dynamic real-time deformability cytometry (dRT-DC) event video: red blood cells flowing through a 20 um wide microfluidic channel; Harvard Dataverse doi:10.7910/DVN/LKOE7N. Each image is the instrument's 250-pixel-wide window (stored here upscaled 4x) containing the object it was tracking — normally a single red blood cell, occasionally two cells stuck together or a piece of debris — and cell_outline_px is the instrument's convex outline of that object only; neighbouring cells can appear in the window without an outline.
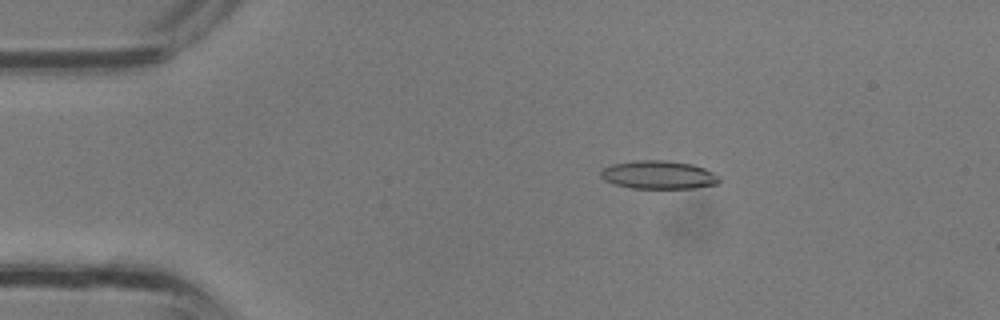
{"species": "common noctule bat (a hibernating species)", "species_latin": "Nyctalus noctula", "temperature_condition": "room temperature", "stored_images_in_passage": 29, "camera_frame_rate_fps": 3000, "um_per_image_px": 0.085, "animal": {"sex": "male", "body_mass_g": 13.3}, "frame": {"image": 1, "passage_image": 1, "time_ms": 0.0, "image_size_px": [1000, 320], "cell_outline_px": [[720, 180], [716, 184], [692, 188], [632, 188], [612, 184], [604, 180], [600, 176], [600, 172], [604, 168], [612, 164], [636, 160], [664, 160], [692, 164], [704, 168], [720, 176]], "centroid_in_image_um": [55.95, 14.86], "position_along_channel_um": 29.0, "area_um2": 19.54}}
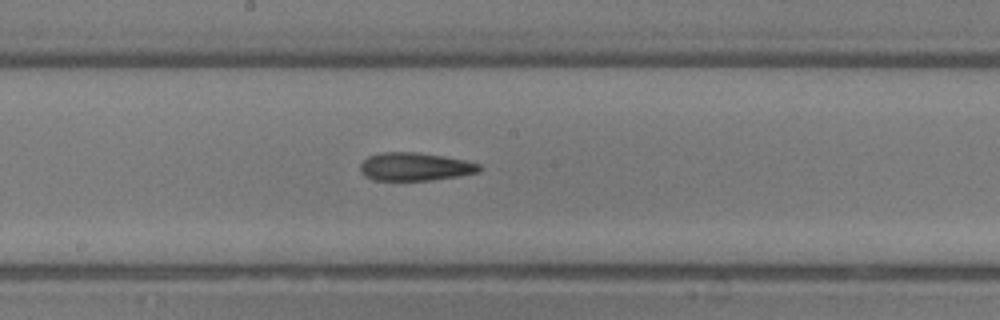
{"frame": {"image": 2, "passage_image": 13, "time_ms": 4.0, "image_size_px": [1000, 320], "cell_outline_px": [[480, 168], [476, 172], [456, 176], [432, 180], [372, 180], [364, 176], [360, 172], [360, 164], [368, 156], [380, 152], [416, 152], [444, 156], [464, 160], [480, 164]], "centroid_in_image_um": [35.2, 14.16], "position_along_channel_um": 213.0, "area_um2": 19.42}}
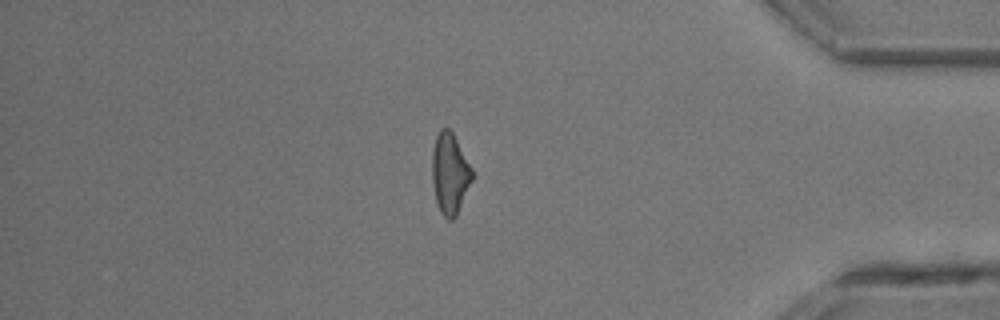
{"frame": {"image": 3, "passage_image": 24, "time_ms": 7.667, "image_size_px": [1000, 320], "cell_outline_px": [[472, 180], [456, 216], [452, 220], [448, 220], [440, 212], [436, 204], [432, 180], [432, 152], [436, 136], [440, 128], [448, 128], [452, 132], [472, 168]], "centroid_in_image_um": [38.22, 14.76], "position_along_channel_um": 397.0, "area_um2": 18.79}}